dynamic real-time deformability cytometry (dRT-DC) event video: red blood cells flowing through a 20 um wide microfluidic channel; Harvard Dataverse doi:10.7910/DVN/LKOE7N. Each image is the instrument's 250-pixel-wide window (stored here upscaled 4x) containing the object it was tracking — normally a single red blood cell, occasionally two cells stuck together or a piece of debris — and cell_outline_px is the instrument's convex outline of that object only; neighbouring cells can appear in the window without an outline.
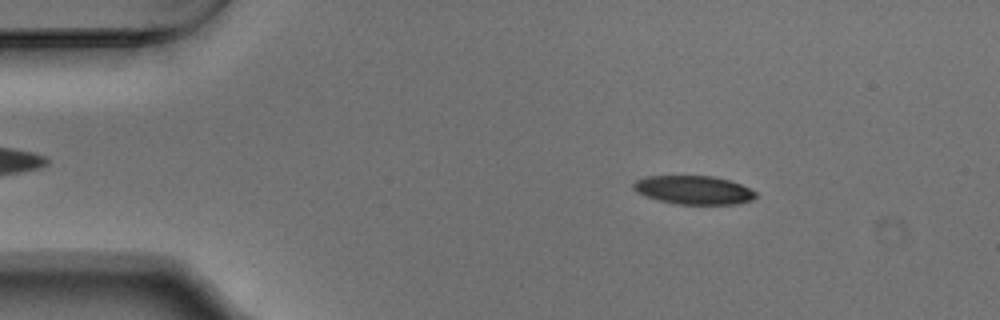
{"species": "Egyptian fruit bat (a non-hibernating species)", "species_latin": "Rousettus aegyptiacus", "temperature_condition": "warm", "stored_images_in_passage": 53, "camera_frame_rate_fps": 3000, "um_per_image_px": 0.085, "animal": {"sex": "male"}, "frame": {"image": 1, "passage_image": 8, "time_ms": 2.333, "image_size_px": [1000, 320], "cell_outline_px": [[756, 196], [752, 200], [736, 204], [676, 204], [644, 196], [636, 192], [632, 188], [632, 184], [636, 180], [644, 176], [712, 176], [728, 180], [740, 184], [756, 192]], "centroid_in_image_um": [58.92, 16.15], "position_along_channel_um": 26.1, "area_um2": 20.35}}
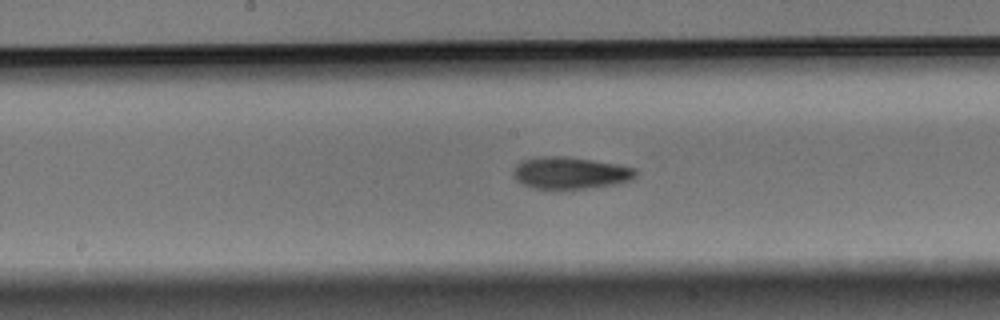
{"frame": {"image": 2, "passage_image": 27, "time_ms": 8.667, "image_size_px": [1000, 320], "cell_outline_px": [[636, 176], [620, 184], [556, 192], [532, 188], [516, 180], [512, 176], [512, 172], [516, 164], [524, 160], [540, 156], [564, 156], [592, 160], [616, 164], [636, 168]], "centroid_in_image_um": [48.43, 14.74], "position_along_channel_um": 199.8, "area_um2": 23.52}}
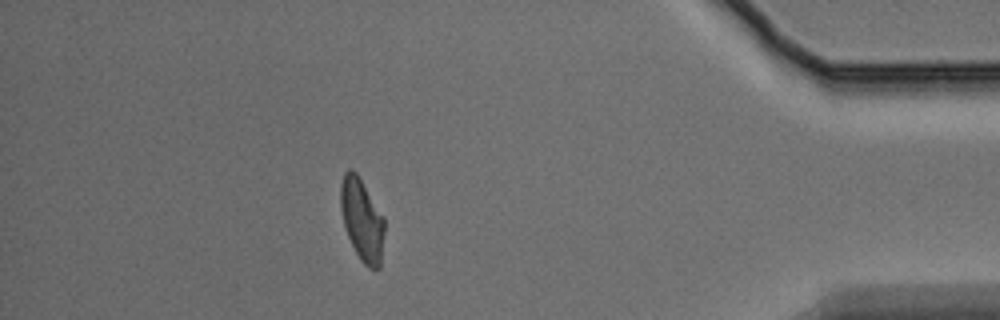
{"frame": {"image": 3, "passage_image": 47, "time_ms": 15.333, "image_size_px": [1000, 320], "cell_outline_px": [[384, 232], [380, 268], [368, 268], [360, 260], [348, 236], [344, 224], [340, 208], [340, 184], [344, 172], [348, 168], [352, 168], [360, 176], [384, 216]], "centroid_in_image_um": [30.76, 18.62], "position_along_channel_um": 404.4, "area_um2": 21.27}, "authors_computed_cell_mechanics": {"area_um2": 21.7328, "velocity_mm_per_s": 3.7519, "shape_relaxation_time_tau1_ms": 8.3411, "shape_relaxation_time_tau2_ms": 4.6775, "deformation_change_tau1": 0.2226, "deformation_change_tau2": 0.1258}}